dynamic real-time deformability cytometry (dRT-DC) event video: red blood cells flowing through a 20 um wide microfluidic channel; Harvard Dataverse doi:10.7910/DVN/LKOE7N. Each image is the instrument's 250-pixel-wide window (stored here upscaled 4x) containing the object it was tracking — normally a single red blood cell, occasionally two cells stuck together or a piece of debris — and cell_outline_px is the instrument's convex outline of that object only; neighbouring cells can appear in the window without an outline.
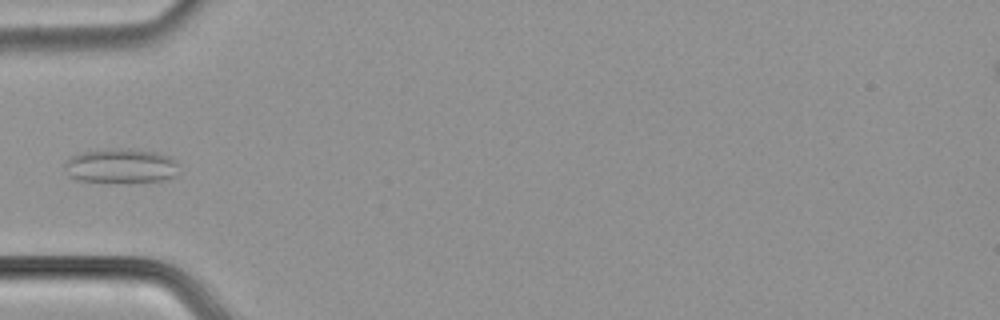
{"species": "common noctule bat (a hibernating species)", "species_latin": "Nyctalus noctula", "temperature_condition": "cold", "stored_images_in_passage": 5, "camera_frame_rate_fps": 3000, "um_per_image_px": 0.085, "animal": {"sex": "male", "body_mass_g": 21.5, "forearm_length_mm": 52.0}, "frame": {"image": 1, "passage_image": 4, "time_ms": 1.0, "image_size_px": [1000, 320], "cell_outline_px": [[180, 164], [176, 176], [168, 180], [128, 184], [76, 180], [68, 176], [64, 168], [64, 160], [72, 156], [84, 152], [116, 148], [120, 148], [156, 152], [168, 156]], "centroid_in_image_um": [10.3, 14.15], "position_along_channel_um": 74.7, "area_um2": 23.76}}
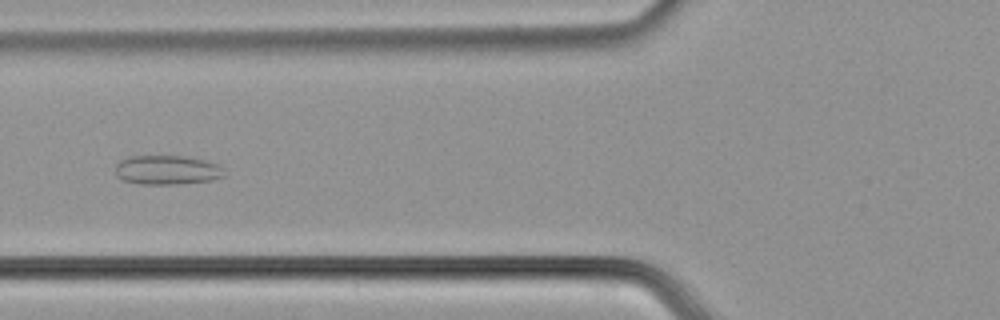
{"frame": {"image": 2, "passage_image": 5, "time_ms": 1.333, "image_size_px": [1000, 320], "cell_outline_px": [[224, 176], [212, 180], [184, 184], [140, 184], [124, 180], [116, 176], [116, 164], [120, 160], [128, 156], [188, 156], [204, 160], [216, 164], [224, 168]], "centroid_in_image_um": [14.21, 14.45], "position_along_channel_um": 111.6, "area_um2": 18.73}}